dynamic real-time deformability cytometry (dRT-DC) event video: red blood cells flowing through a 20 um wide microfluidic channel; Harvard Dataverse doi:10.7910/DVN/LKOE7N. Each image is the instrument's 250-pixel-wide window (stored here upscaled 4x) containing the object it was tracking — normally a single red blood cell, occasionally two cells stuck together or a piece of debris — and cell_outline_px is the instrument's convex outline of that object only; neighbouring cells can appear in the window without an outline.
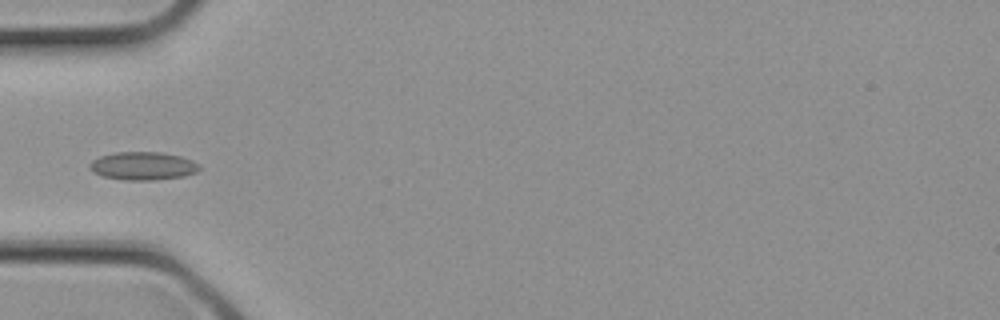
{"species": "common noctule bat (a hibernating species)", "species_latin": "Nyctalus noctula", "temperature_condition": "cold", "stored_images_in_passage": 3, "camera_frame_rate_fps": 3000, "um_per_image_px": 0.085, "animal": {"sex": "female", "body_mass_g": 21.9}, "frame": {"image": 1, "passage_image": 3, "time_ms": 0.667, "image_size_px": [1000, 320], "cell_outline_px": [[200, 168], [196, 172], [184, 176], [156, 180], [128, 180], [104, 176], [92, 172], [88, 168], [88, 164], [92, 160], [100, 156], [116, 152], [160, 152], [180, 156], [192, 160], [200, 164]], "centroid_in_image_um": [12.14, 14.1], "position_along_channel_um": 72.9, "area_um2": 18.03}}